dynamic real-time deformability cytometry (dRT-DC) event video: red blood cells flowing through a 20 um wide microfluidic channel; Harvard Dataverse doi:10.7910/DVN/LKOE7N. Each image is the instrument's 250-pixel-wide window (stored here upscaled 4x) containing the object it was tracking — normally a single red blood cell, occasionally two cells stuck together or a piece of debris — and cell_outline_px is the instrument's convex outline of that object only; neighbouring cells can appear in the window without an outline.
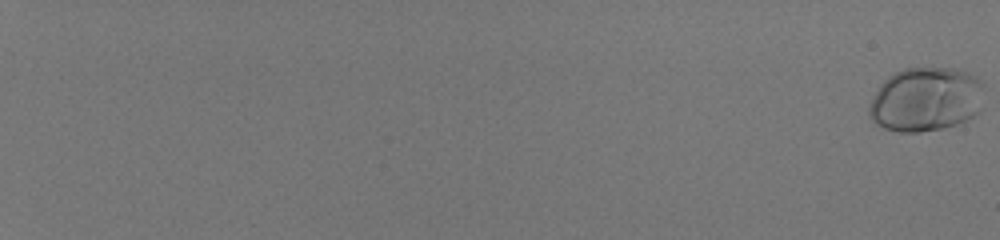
{"species": "human", "species_latin": "Homo sapiens", "temperature_condition": "room temperature", "stored_images_in_passage": 58, "camera_frame_rate_fps": 3000, "um_per_image_px": 0.085, "donor": {"sex": "male"}, "frame": {"image": 1, "passage_image": 1, "time_ms": 0.0, "image_size_px": [1000, 240], "cell_outline_px": [[984, 88], [980, 112], [956, 124], [944, 128], [920, 132], [900, 132], [884, 128], [876, 124], [868, 116], [868, 104], [880, 84], [888, 76], [904, 68], [952, 68], [976, 76], [984, 84]], "centroid_in_image_um": [78.68, 8.45], "position_along_channel_um": 6.3, "area_um2": 43.35}}
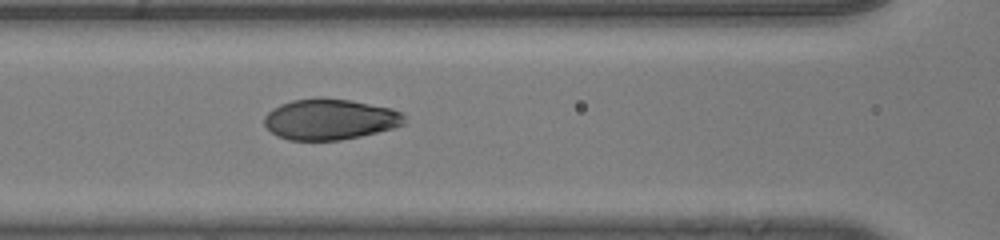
{"frame": {"image": 2, "passage_image": 33, "time_ms": 10.667, "image_size_px": [1000, 240], "cell_outline_px": [[404, 124], [392, 128], [360, 136], [340, 140], [288, 140], [276, 136], [264, 124], [264, 116], [272, 108], [280, 104], [292, 100], [316, 96], [324, 96], [352, 100], [392, 108], [404, 112]], "centroid_in_image_um": [28.02, 10.11], "position_along_channel_um": 138.6, "area_um2": 33.81}}
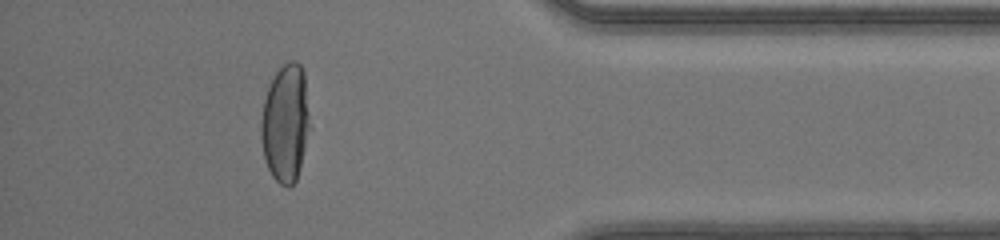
{"frame": {"image": 3, "passage_image": 54, "time_ms": 17.667, "image_size_px": [1000, 240], "cell_outline_px": [[308, 128], [300, 168], [296, 180], [288, 188], [280, 184], [272, 176], [264, 160], [260, 136], [260, 120], [264, 100], [268, 88], [276, 72], [288, 60], [296, 60], [300, 64], [304, 72], [308, 112]], "centroid_in_image_um": [24.23, 10.47], "position_along_channel_um": 411.0, "area_um2": 33.23}, "authors_computed_cell_mechanics": {"area_um2": 35.0846, "velocity_mm_per_s": 4.1572, "shape_relaxation_time_tau1_ms": 4.8197, "shape_relaxation_time_tau2_ms": null, "deformation_change_tau1": 0.2238, "deformation_change_tau2": null}}